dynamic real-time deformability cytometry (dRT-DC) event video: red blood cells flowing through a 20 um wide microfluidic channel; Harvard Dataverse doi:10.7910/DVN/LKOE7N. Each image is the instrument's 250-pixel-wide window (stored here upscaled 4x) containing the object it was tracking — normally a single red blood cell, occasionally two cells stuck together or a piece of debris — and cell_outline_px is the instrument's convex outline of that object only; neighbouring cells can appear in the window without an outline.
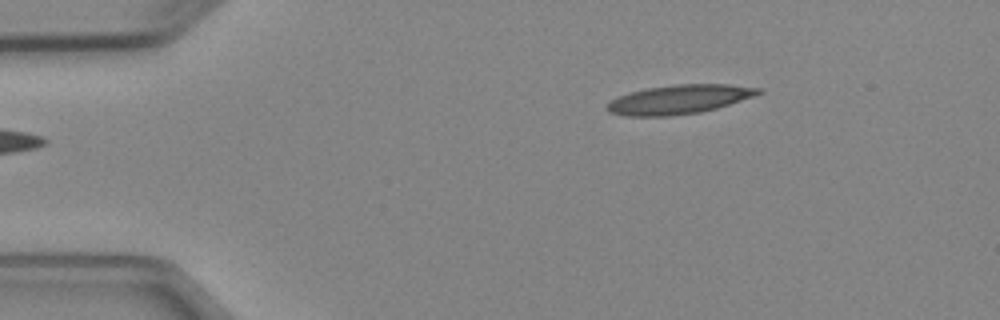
{"species": "Egyptian fruit bat (a non-hibernating species)", "species_latin": "Rousettus aegyptiacus", "temperature_condition": "cold", "stored_images_in_passage": 4, "camera_frame_rate_fps": 3000, "um_per_image_px": 0.085, "animal": {"sex": "female"}, "frame": {"image": 1, "passage_image": 1, "time_ms": 0.0, "image_size_px": [1000, 320], "cell_outline_px": [[764, 92], [756, 96], [716, 108], [700, 112], [668, 116], [624, 116], [608, 112], [604, 108], [612, 100], [628, 92], [648, 88], [672, 84], [728, 84], [764, 88]], "centroid_in_image_um": [57.76, 8.44], "position_along_channel_um": 27.2, "area_um2": 25.84}}
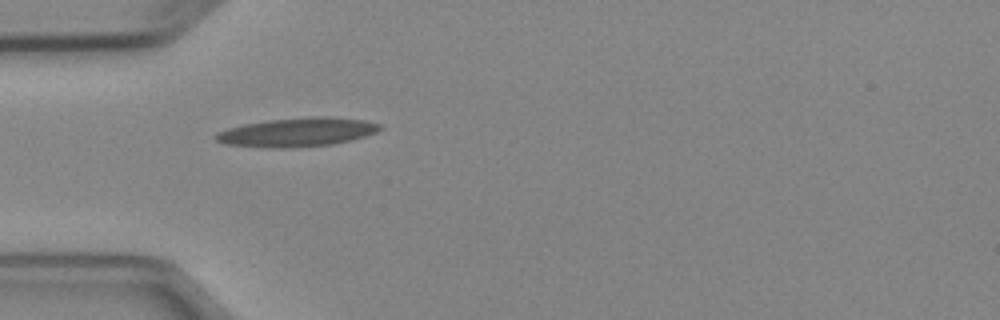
{"frame": {"image": 2, "passage_image": 3, "time_ms": 2.333, "image_size_px": [1000, 320], "cell_outline_px": [[384, 128], [376, 132], [352, 140], [332, 144], [292, 148], [268, 148], [224, 144], [216, 140], [216, 132], [228, 128], [244, 124], [268, 120], [308, 116], [328, 116], [364, 120], [380, 124]], "centroid_in_image_um": [25.27, 11.23], "position_along_channel_um": 59.7, "area_um2": 27.8}}